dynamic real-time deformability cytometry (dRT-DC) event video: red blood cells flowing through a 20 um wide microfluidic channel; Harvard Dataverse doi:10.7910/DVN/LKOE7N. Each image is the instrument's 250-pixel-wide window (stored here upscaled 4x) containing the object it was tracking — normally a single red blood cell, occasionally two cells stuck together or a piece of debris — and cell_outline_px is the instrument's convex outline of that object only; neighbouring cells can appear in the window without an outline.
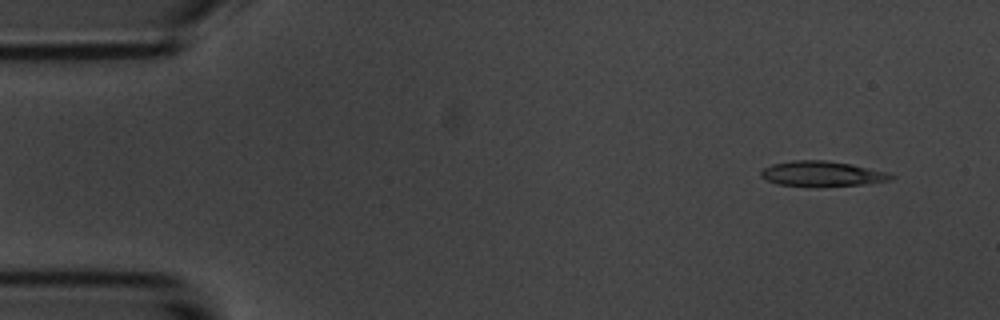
{"species": "common noctule bat (a hibernating species)", "species_latin": "Nyctalus noctula", "temperature_condition": "room temperature", "stored_images_in_passage": 4, "camera_frame_rate_fps": 3000, "um_per_image_px": 0.085, "animal": {"sex": "male", "body_mass_g": 20.1, "forearm_length_mm": 53.5}, "frame": {"image": 1, "passage_image": 1, "time_ms": 0.0, "image_size_px": [1000, 320], "cell_outline_px": [[896, 176], [892, 180], [864, 184], [776, 184], [760, 176], [760, 172], [764, 168], [772, 164], [792, 160], [828, 160], [852, 164], [888, 172]], "centroid_in_image_um": [69.91, 14.72], "position_along_channel_um": 15.1, "area_um2": 18.38}}
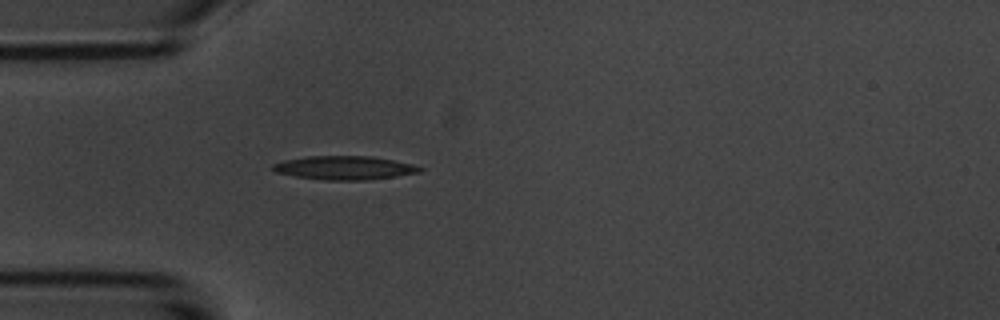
{"frame": {"image": 2, "passage_image": 4, "time_ms": 3.667, "image_size_px": [1000, 320], "cell_outline_px": [[424, 168], [420, 172], [396, 176], [364, 180], [324, 180], [296, 176], [276, 172], [272, 168], [272, 164], [284, 160], [308, 156], [372, 156], [412, 164]], "centroid_in_image_um": [29.27, 14.26], "position_along_channel_um": 55.7, "area_um2": 20.11}}